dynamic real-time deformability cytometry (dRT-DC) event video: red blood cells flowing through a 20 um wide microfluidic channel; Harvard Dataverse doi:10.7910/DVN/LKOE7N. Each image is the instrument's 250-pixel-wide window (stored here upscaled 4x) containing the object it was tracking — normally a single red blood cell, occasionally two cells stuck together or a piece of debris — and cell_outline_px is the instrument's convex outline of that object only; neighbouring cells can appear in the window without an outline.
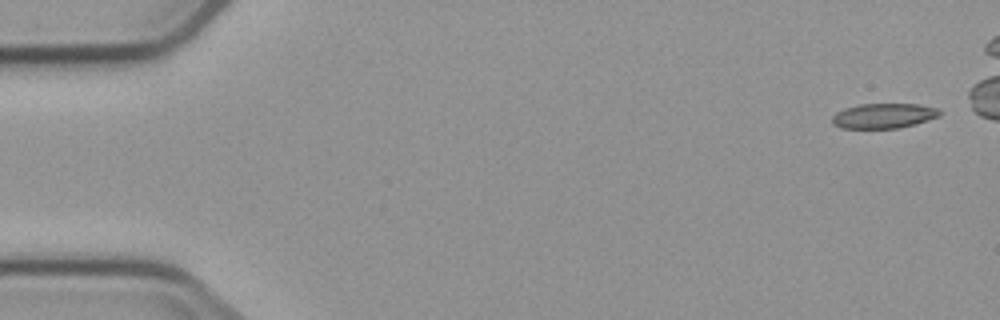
{"species": "common noctule bat (a hibernating species)", "species_latin": "Nyctalus noctula", "temperature_condition": "cold", "stored_images_in_passage": 6, "camera_frame_rate_fps": 3000, "um_per_image_px": 0.085, "animal": {"sex": "male", "body_mass_g": 23.1, "forearm_length_mm": 52.7}, "frame": {"image": 1, "passage_image": 1, "time_ms": 0.0, "image_size_px": [1000, 320], "cell_outline_px": [[940, 116], [916, 124], [900, 128], [840, 128], [832, 124], [832, 116], [836, 112], [844, 108], [860, 104], [916, 104], [936, 108], [940, 112]], "centroid_in_image_um": [75.08, 9.85], "position_along_channel_um": 9.9, "area_um2": 15.66}}